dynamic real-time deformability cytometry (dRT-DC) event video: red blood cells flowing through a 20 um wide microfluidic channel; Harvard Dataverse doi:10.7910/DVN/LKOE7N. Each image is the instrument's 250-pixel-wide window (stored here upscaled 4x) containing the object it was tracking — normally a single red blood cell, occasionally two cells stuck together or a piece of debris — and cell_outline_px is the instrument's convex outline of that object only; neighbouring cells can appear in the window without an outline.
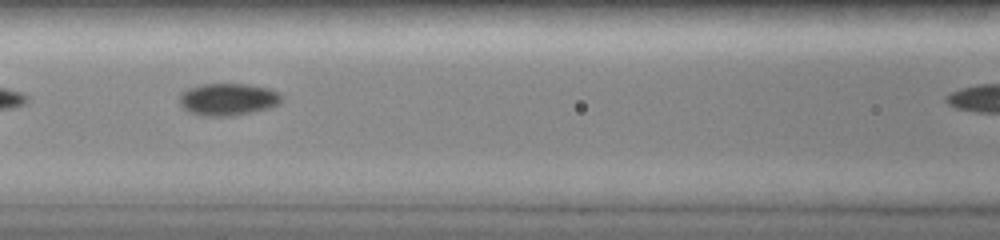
{"species": "common noctule bat (a hibernating species)", "species_latin": "Nyctalus noctula", "temperature_condition": "room temperature", "stored_images_in_passage": 16, "camera_frame_rate_fps": 3000, "um_per_image_px": 0.085, "animal": {"sex": "female", "body_mass_g": 19.0, "forearm_length_mm": 51.5}, "frame": {"image": 1, "passage_image": 8, "time_ms": 4.0, "image_size_px": [1000, 240], "cell_outline_px": [[284, 96], [276, 104], [268, 108], [252, 112], [232, 116], [204, 116], [192, 112], [184, 108], [180, 104], [180, 92], [188, 88], [200, 84], [248, 84], [268, 88]], "centroid_in_image_um": [19.35, 8.43], "position_along_channel_um": 147.2, "area_um2": 19.02}}